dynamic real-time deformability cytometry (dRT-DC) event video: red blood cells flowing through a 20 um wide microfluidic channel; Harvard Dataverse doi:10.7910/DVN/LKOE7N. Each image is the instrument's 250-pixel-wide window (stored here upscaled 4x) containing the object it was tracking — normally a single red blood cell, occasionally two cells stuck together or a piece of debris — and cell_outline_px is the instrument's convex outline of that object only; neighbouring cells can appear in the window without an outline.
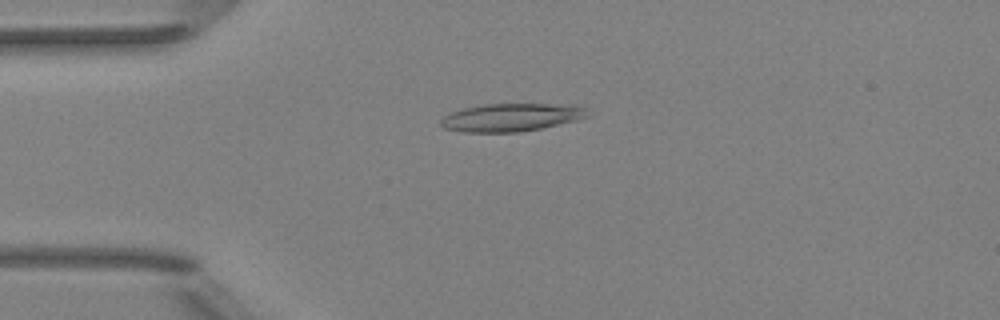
{"species": "Egyptian fruit bat (a non-hibernating species)", "species_latin": "Rousettus aegyptiacus", "temperature_condition": "room temperature", "stored_images_in_passage": 3, "camera_frame_rate_fps": 3000, "um_per_image_px": 0.085, "animal": {"sex": "female"}, "frame": {"image": 1, "passage_image": 1, "time_ms": 0.0, "image_size_px": [1000, 320], "cell_outline_px": [[588, 116], [576, 120], [540, 128], [520, 132], [464, 132], [444, 128], [440, 124], [440, 120], [444, 116], [452, 112], [464, 108], [484, 104], [576, 104], [588, 108]], "centroid_in_image_um": [43.48, 9.97], "position_along_channel_um": 41.5, "area_um2": 23.93}}
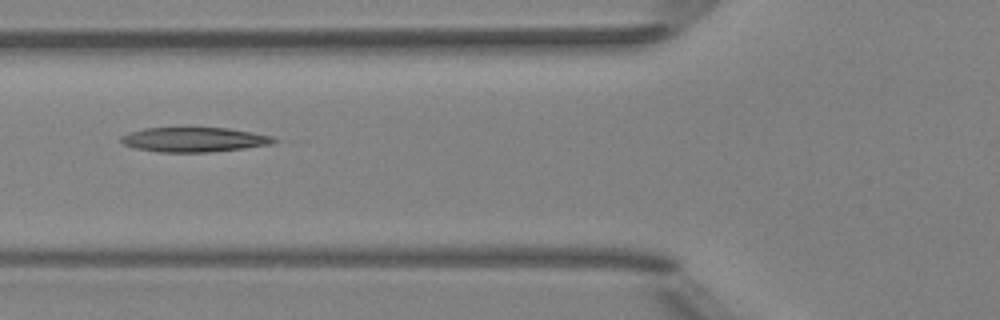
{"frame": {"image": 2, "passage_image": 3, "time_ms": 2.333, "image_size_px": [1000, 320], "cell_outline_px": [[276, 140], [272, 144], [244, 148], [208, 152], [160, 152], [136, 148], [124, 144], [120, 140], [120, 136], [128, 132], [144, 128], [228, 128], [252, 132], [272, 136]], "centroid_in_image_um": [16.47, 11.86], "position_along_channel_um": 109.3, "area_um2": 21.79}}